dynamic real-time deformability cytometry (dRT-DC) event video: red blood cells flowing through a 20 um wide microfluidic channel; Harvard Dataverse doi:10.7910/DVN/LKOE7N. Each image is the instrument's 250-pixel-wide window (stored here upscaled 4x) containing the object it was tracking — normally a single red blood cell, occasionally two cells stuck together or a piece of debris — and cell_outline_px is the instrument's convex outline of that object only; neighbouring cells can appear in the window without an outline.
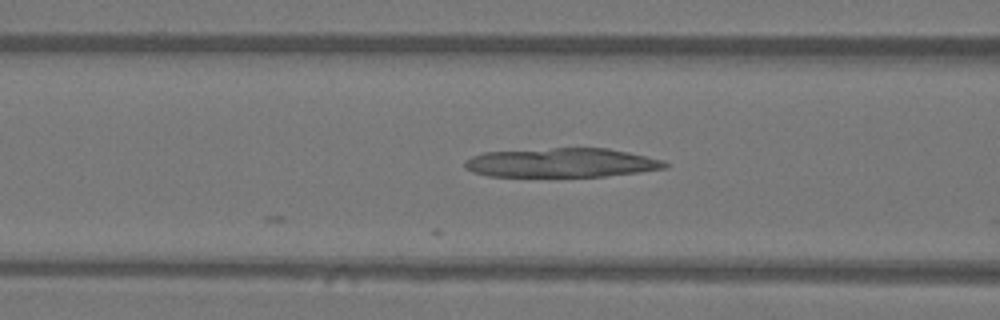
{"species": "Egyptian fruit bat (a non-hibernating species)", "species_latin": "Rousettus aegyptiacus", "temperature_condition": "warm", "stored_images_in_passage": 14, "camera_frame_rate_fps": 3000, "um_per_image_px": 0.085, "animal": {"sex": "female"}, "frame": {"image": 1, "passage_image": 3, "time_ms": 0.667, "image_size_px": [1000, 320], "cell_outline_px": [[668, 168], [640, 172], [604, 176], [488, 176], [472, 172], [464, 168], [464, 160], [472, 156], [484, 152], [552, 148], [608, 148], [628, 152], [664, 160], [668, 164]], "centroid_in_image_um": [47.73, 13.83], "position_along_channel_um": 118.9, "area_um2": 34.1}}
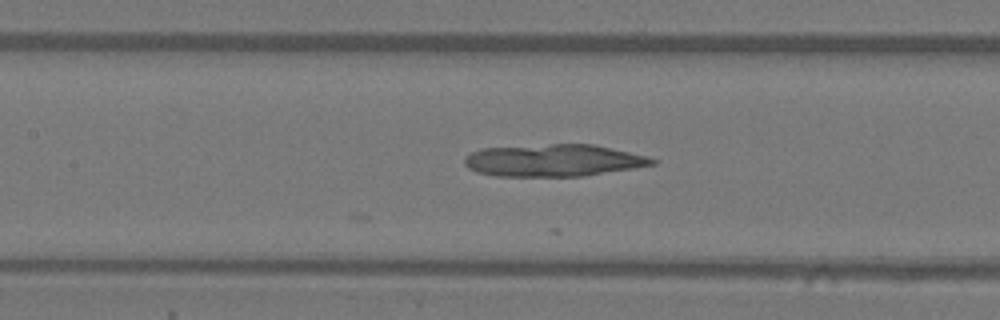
{"frame": {"image": 2, "passage_image": 6, "time_ms": 1.667, "image_size_px": [1000, 320], "cell_outline_px": [[660, 160], [656, 164], [584, 176], [496, 176], [476, 172], [468, 168], [464, 164], [464, 156], [480, 148], [552, 144], [592, 144], [648, 156]], "centroid_in_image_um": [47.03, 13.63], "position_along_channel_um": 160.4, "area_um2": 35.26}}
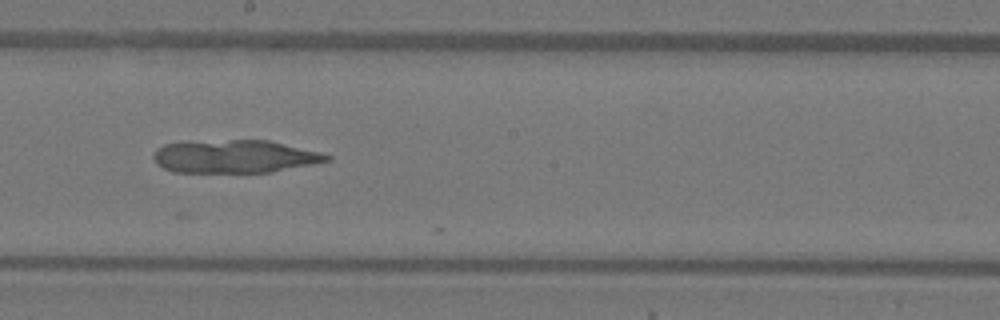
{"frame": {"image": 3, "passage_image": 11, "time_ms": 3.333, "image_size_px": [1000, 320], "cell_outline_px": [[332, 160], [272, 172], [172, 172], [156, 164], [152, 156], [156, 148], [164, 144], [188, 140], [268, 140], [320, 152], [332, 156]], "centroid_in_image_um": [19.89, 13.29], "position_along_channel_um": 228.3, "area_um2": 33.7}}